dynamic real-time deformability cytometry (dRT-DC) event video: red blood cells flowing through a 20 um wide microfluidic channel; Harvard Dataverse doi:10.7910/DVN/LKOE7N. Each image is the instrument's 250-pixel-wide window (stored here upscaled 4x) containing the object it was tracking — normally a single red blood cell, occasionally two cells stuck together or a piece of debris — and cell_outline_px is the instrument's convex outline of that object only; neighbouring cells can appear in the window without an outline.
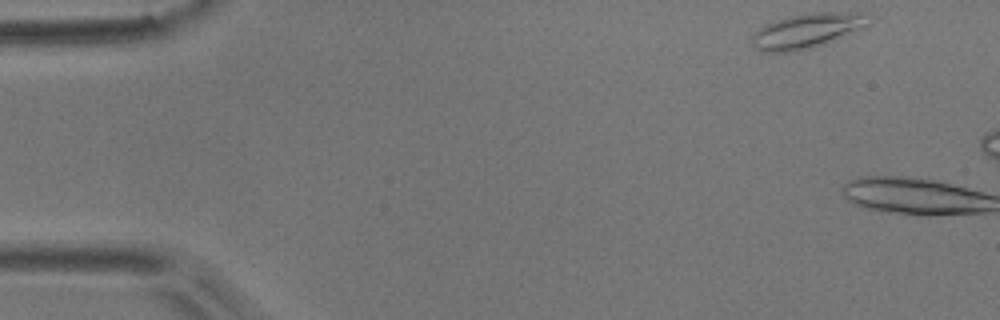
{"species": "common noctule bat (a hibernating species)", "species_latin": "Nyctalus noctula", "temperature_condition": "room temperature", "stored_images_in_passage": 3, "camera_frame_rate_fps": 3000, "um_per_image_px": 0.085, "animal": {"sex": "male", "body_mass_g": 17.9}, "frame": {"image": 1, "passage_image": 1, "time_ms": 0.0, "image_size_px": [1000, 320], "cell_outline_px": [[872, 24], [824, 44], [792, 52], [760, 52], [752, 44], [752, 36], [760, 28], [776, 20], [788, 16], [812, 12], [860, 12], [872, 16]], "centroid_in_image_um": [68.66, 2.6], "position_along_channel_um": 16.3, "area_um2": 23.7}}